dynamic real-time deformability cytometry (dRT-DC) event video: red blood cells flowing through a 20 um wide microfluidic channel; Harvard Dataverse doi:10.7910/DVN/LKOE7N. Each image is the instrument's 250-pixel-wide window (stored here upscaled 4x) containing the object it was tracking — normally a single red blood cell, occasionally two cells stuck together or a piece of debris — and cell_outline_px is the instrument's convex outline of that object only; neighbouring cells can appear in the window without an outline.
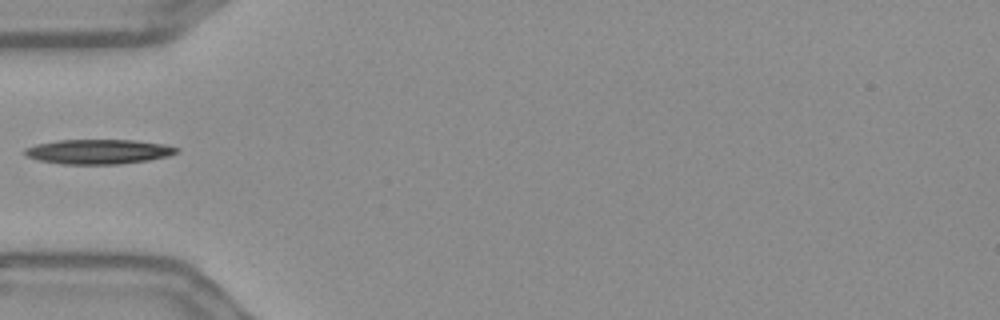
{"species": "Egyptian fruit bat (a non-hibernating species)", "species_latin": "Rousettus aegyptiacus", "temperature_condition": "warm", "stored_images_in_passage": 37, "camera_frame_rate_fps": 3000, "um_per_image_px": 0.085, "frame": {"image": 1, "passage_image": 1, "time_ms": 0.0, "image_size_px": [1000, 320], "cell_outline_px": [[180, 152], [168, 156], [148, 160], [120, 164], [60, 164], [40, 160], [28, 156], [24, 152], [24, 148], [36, 144], [60, 140], [136, 140], [164, 144], [180, 148]], "centroid_in_image_um": [8.41, 12.89], "position_along_channel_um": 76.6, "area_um2": 21.85}}